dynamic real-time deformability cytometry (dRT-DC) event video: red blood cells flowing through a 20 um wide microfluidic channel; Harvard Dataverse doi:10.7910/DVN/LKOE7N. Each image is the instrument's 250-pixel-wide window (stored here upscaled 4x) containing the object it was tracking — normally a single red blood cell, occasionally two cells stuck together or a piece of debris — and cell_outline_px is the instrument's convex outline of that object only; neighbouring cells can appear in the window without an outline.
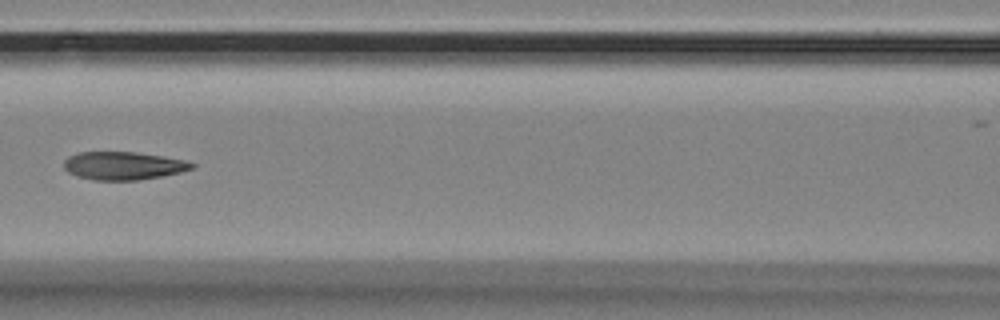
{"species": "Egyptian fruit bat (a non-hibernating species)", "species_latin": "Rousettus aegyptiacus", "temperature_condition": "room temperature", "stored_images_in_passage": 3, "camera_frame_rate_fps": 3000, "um_per_image_px": 0.085, "animal": {"sex": "female"}, "frame": {"image": 1, "passage_image": 3, "time_ms": 0.667, "image_size_px": [1000, 320], "cell_outline_px": [[196, 164], [192, 168], [180, 172], [160, 176], [136, 180], [92, 180], [76, 176], [68, 172], [64, 168], [64, 160], [68, 156], [80, 152], [136, 152], [164, 156], [184, 160]], "centroid_in_image_um": [10.45, 14.08], "position_along_channel_um": 156.2, "area_um2": 20.87}}